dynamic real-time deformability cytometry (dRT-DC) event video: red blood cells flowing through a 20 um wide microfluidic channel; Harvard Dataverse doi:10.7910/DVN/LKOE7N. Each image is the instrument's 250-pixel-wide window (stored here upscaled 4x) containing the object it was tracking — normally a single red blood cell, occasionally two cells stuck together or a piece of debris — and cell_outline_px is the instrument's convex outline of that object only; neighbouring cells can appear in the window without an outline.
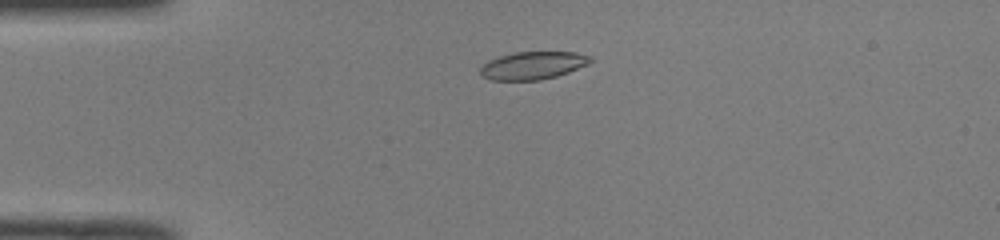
{"species": "common noctule bat (a hibernating species)", "species_latin": "Nyctalus noctula", "temperature_condition": "room temperature", "stored_images_in_passage": 45, "camera_frame_rate_fps": 3000, "um_per_image_px": 0.085, "animal": {"sex": "male", "body_mass_g": 19.0, "forearm_length_mm": 50.8}, "frame": {"image": 1, "passage_image": 7, "time_ms": 2.0, "image_size_px": [1000, 240], "cell_outline_px": [[596, 60], [588, 64], [568, 72], [556, 76], [540, 80], [492, 80], [480, 76], [480, 68], [488, 60], [500, 56], [516, 52], [576, 52], [592, 56]], "centroid_in_image_um": [45.32, 5.56], "position_along_channel_um": 39.7, "area_um2": 17.92}}
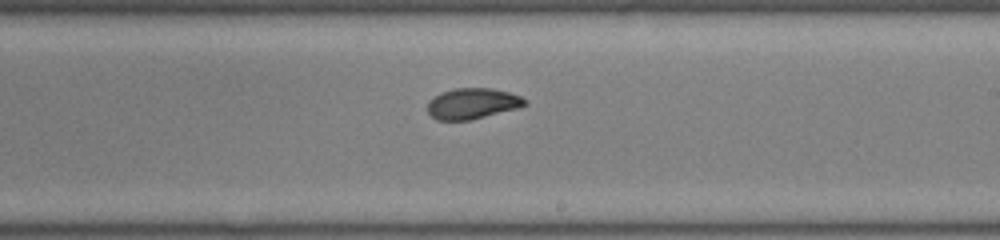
{"frame": {"image": 2, "passage_image": 25, "time_ms": 8.0, "image_size_px": [1000, 240], "cell_outline_px": [[528, 104], [520, 108], [468, 120], [436, 120], [428, 112], [428, 100], [440, 92], [452, 88], [492, 88], [508, 92], [520, 96], [528, 100]], "centroid_in_image_um": [40.16, 8.79], "position_along_channel_um": 248.8, "area_um2": 17.63}}
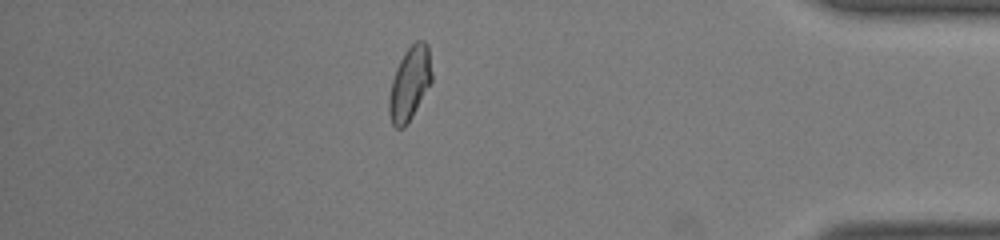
{"frame": {"image": 3, "passage_image": 39, "time_ms": 12.667, "image_size_px": [1000, 240], "cell_outline_px": [[432, 80], [412, 116], [404, 128], [396, 128], [392, 124], [388, 112], [388, 100], [392, 80], [396, 68], [404, 52], [416, 40], [424, 40], [428, 44], [432, 72]], "centroid_in_image_um": [34.82, 7.08], "position_along_channel_um": 400.4, "area_um2": 18.26}, "authors_computed_cell_mechanics": {"area_um2": 18.0336, "velocity_mm_per_s": 4.0081, "shape_relaxation_time_tau1_ms": 9.0579, "shape_relaxation_time_tau2_ms": 1.6293, "deformation_change_tau1": 0.2335, "deformation_change_tau2": 0.0571}}